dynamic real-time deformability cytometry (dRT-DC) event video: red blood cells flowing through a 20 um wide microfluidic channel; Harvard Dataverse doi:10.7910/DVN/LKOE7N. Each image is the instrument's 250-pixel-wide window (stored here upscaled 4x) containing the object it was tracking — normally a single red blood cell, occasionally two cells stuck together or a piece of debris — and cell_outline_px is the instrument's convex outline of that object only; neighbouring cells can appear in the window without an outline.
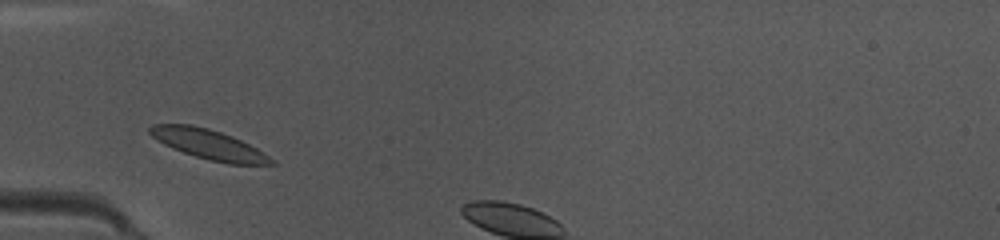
{"species": "common noctule bat (a hibernating species)", "species_latin": "Nyctalus noctula", "temperature_condition": "warm", "stored_images_in_passage": 5, "camera_frame_rate_fps": 3000, "um_per_image_px": 0.085, "animal": {"sex": "female", "body_mass_g": 10.0, "forearm_length_mm": 53.1}, "frame": {"image": 1, "passage_image": 3, "time_ms": 0.667, "image_size_px": [1000, 240], "cell_outline_px": [[276, 164], [228, 164], [208, 160], [172, 148], [156, 140], [148, 132], [148, 128], [152, 124], [192, 124], [208, 128], [232, 136], [264, 152]], "centroid_in_image_um": [17.69, 12.26], "position_along_channel_um": 67.3, "area_um2": 20.92}}